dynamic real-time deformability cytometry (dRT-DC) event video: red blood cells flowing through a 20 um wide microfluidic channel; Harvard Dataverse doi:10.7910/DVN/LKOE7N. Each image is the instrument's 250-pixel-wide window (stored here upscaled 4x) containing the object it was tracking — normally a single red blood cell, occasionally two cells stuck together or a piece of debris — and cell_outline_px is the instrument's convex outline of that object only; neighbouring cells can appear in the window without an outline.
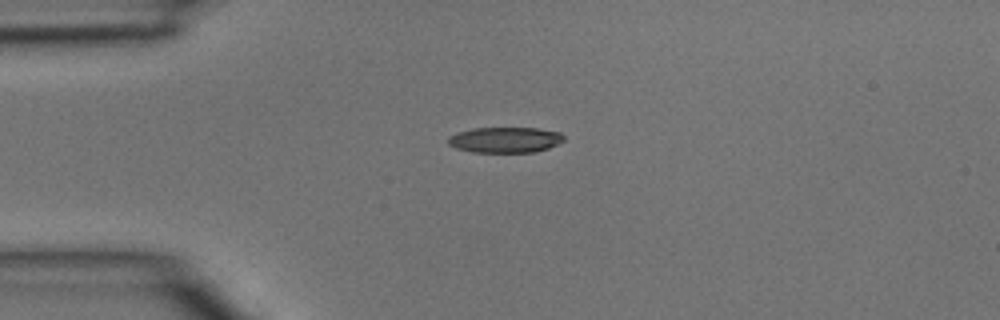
{"species": "common noctule bat (a hibernating species)", "species_latin": "Nyctalus noctula", "temperature_condition": "room temperature", "stored_images_in_passage": 35, "camera_frame_rate_fps": 3000, "um_per_image_px": 0.085, "animal": {"sex": "male", "body_mass_g": 15.6}, "frame": {"image": 1, "passage_image": 1, "time_ms": 0.0, "image_size_px": [1000, 320], "cell_outline_px": [[564, 140], [548, 148], [536, 152], [472, 152], [456, 148], [448, 144], [448, 136], [456, 132], [472, 128], [536, 128], [560, 132], [564, 136]], "centroid_in_image_um": [42.91, 11.88], "position_along_channel_um": 42.1, "area_um2": 17.34}}
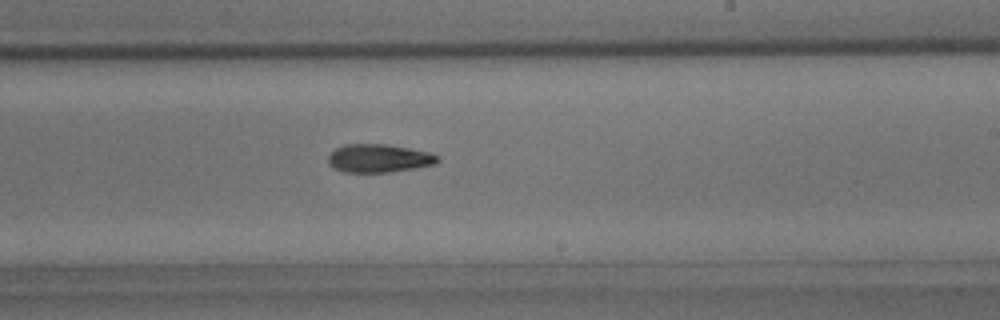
{"frame": {"image": 2, "passage_image": 17, "time_ms": 5.333, "image_size_px": [1000, 320], "cell_outline_px": [[440, 160], [436, 164], [416, 168], [392, 172], [344, 172], [328, 164], [328, 156], [336, 148], [344, 144], [388, 144], [428, 152], [440, 156]], "centroid_in_image_um": [32.23, 13.45], "position_along_channel_um": 256.8, "area_um2": 18.09}}
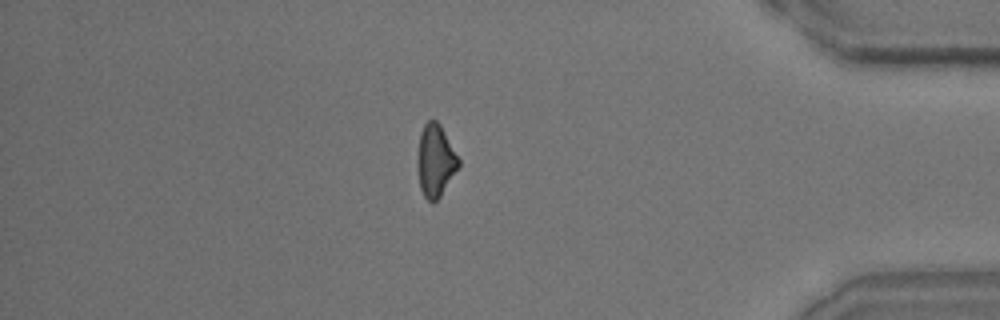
{"frame": {"image": 3, "passage_image": 29, "time_ms": 9.333, "image_size_px": [1000, 320], "cell_outline_px": [[460, 164], [440, 196], [436, 200], [428, 200], [424, 196], [420, 188], [416, 164], [416, 160], [420, 132], [424, 124], [428, 120], [436, 120], [440, 124], [460, 160]], "centroid_in_image_um": [36.98, 13.62], "position_along_channel_um": 398.2, "area_um2": 17.22}}